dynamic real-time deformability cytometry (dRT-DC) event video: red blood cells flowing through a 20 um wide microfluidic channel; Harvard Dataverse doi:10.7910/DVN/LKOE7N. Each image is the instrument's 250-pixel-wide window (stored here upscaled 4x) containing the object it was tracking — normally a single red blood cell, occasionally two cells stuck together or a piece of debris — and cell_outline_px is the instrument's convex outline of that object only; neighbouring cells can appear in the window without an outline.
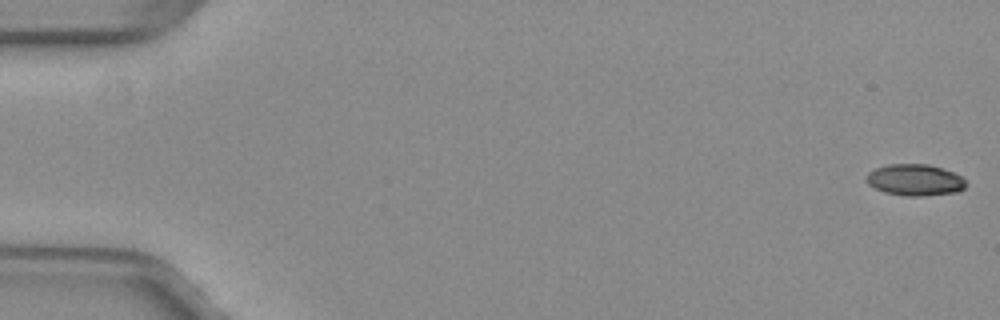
{"species": "common noctule bat (a hibernating species)", "species_latin": "Nyctalus noctula", "temperature_condition": "warm", "stored_images_in_passage": 21, "camera_frame_rate_fps": 3000, "um_per_image_px": 0.085, "animal": {"sex": "female", "body_mass_g": 29.2, "forearm_length_mm": 56.3}, "frame": {"image": 1, "passage_image": 1, "time_ms": 0.0, "image_size_px": [1000, 320], "cell_outline_px": [[968, 184], [964, 188], [956, 192], [924, 196], [904, 196], [884, 192], [868, 184], [864, 180], [868, 172], [876, 168], [888, 164], [928, 164], [952, 172], [960, 176]], "centroid_in_image_um": [77.74, 15.3], "position_along_channel_um": 7.3, "area_um2": 18.26}}
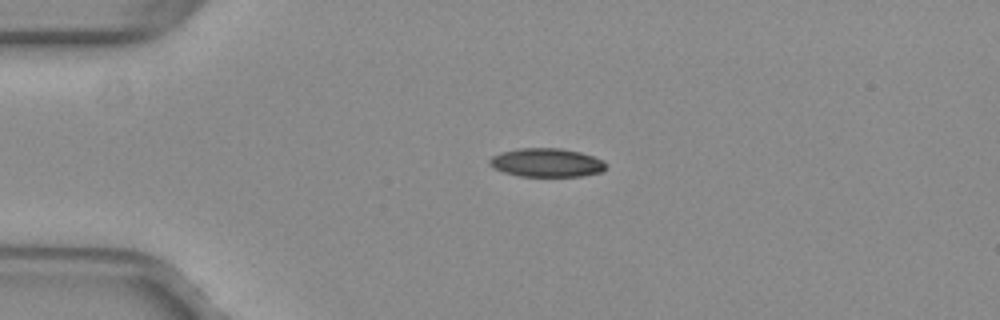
{"frame": {"image": 2, "passage_image": 13, "time_ms": 4.0, "image_size_px": [1000, 320], "cell_outline_px": [[608, 164], [600, 172], [580, 176], [520, 176], [504, 172], [492, 168], [488, 164], [488, 160], [492, 156], [500, 152], [516, 148], [560, 148], [580, 152], [604, 160]], "centroid_in_image_um": [46.42, 13.81], "position_along_channel_um": 38.6, "area_um2": 19.54}}
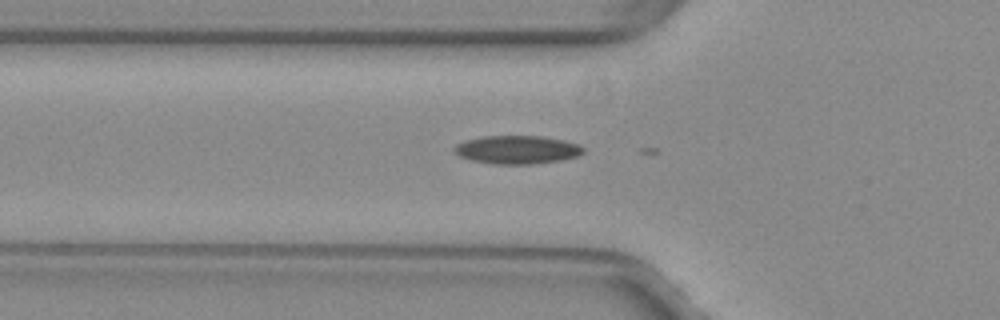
{"frame": {"image": 3, "passage_image": 19, "time_ms": 6.0, "image_size_px": [1000, 320], "cell_outline_px": [[584, 152], [580, 156], [560, 160], [532, 164], [492, 164], [472, 160], [460, 156], [452, 148], [456, 144], [464, 140], [480, 136], [540, 136], [564, 140], [580, 144], [584, 148]], "centroid_in_image_um": [43.97, 12.72], "position_along_channel_um": 81.8, "area_um2": 21.44}}